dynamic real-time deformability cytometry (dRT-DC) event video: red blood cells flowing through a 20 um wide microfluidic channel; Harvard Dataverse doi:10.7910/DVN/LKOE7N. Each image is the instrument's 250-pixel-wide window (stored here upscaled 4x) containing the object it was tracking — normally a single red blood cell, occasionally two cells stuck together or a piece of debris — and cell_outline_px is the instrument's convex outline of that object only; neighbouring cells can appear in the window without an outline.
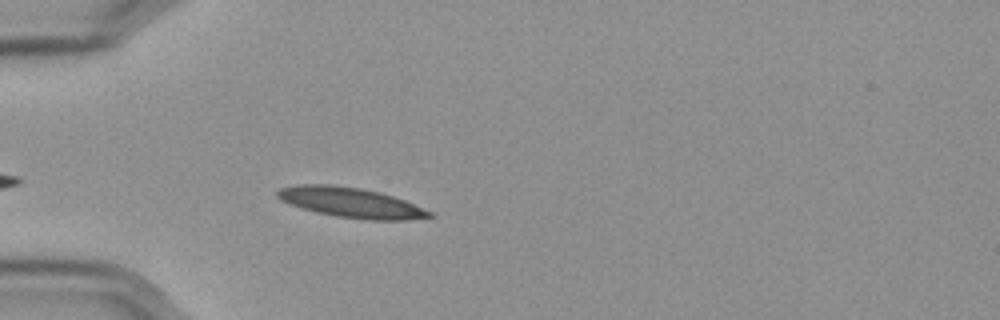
{"species": "Egyptian fruit bat (a non-hibernating species)", "species_latin": "Rousettus aegyptiacus", "temperature_condition": "cold", "stored_images_in_passage": 39, "camera_frame_rate_fps": 3000, "um_per_image_px": 0.085, "frame": {"image": 1, "passage_image": 5, "time_ms": 1.333, "image_size_px": [1000, 320], "cell_outline_px": [[436, 216], [408, 220], [368, 220], [336, 216], [316, 212], [280, 200], [276, 196], [276, 192], [280, 188], [300, 184], [332, 184], [360, 188], [380, 192], [404, 200], [432, 212]], "centroid_in_image_um": [29.84, 17.21], "position_along_channel_um": 55.2, "area_um2": 26.47}}
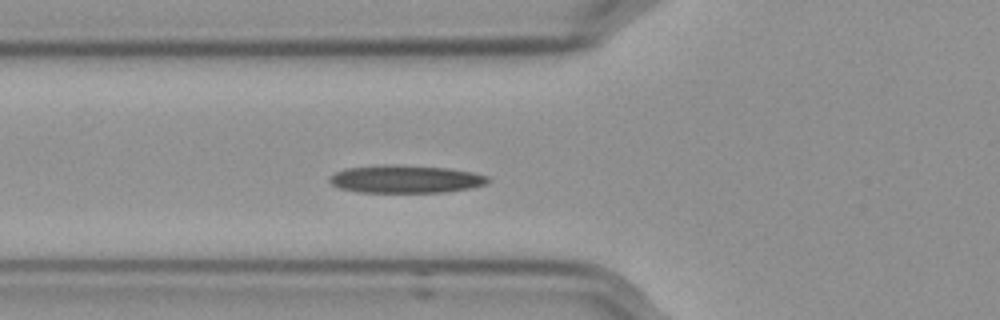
{"frame": {"image": 2, "passage_image": 9, "time_ms": 2.667, "image_size_px": [1000, 320], "cell_outline_px": [[492, 180], [488, 184], [468, 188], [444, 192], [356, 192], [340, 188], [332, 184], [328, 180], [328, 176], [344, 168], [384, 164], [400, 164], [448, 168], [472, 172], [488, 176]], "centroid_in_image_um": [34.46, 15.21], "position_along_channel_um": 91.3, "area_um2": 26.01}}
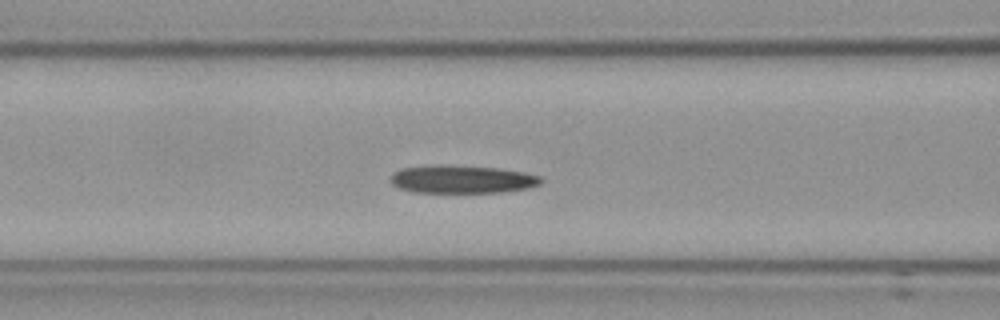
{"frame": {"image": 3, "passage_image": 12, "time_ms": 3.667, "image_size_px": [1000, 320], "cell_outline_px": [[544, 180], [540, 184], [528, 188], [500, 192], [416, 192], [400, 188], [392, 184], [388, 180], [392, 172], [404, 168], [440, 164], [496, 168], [524, 172], [540, 176]], "centroid_in_image_um": [39.25, 15.23], "position_along_channel_um": 127.3, "area_um2": 24.51}, "authors_computed_cell_mechanics": {"area_um2": 24.6806, "velocity_mm_per_s": 3.5433, "shape_relaxation_time_tau1_ms": 4.0028, "shape_relaxation_time_tau2_ms": null, "deformation_change_tau1": 0.1317, "deformation_change_tau2": null}}